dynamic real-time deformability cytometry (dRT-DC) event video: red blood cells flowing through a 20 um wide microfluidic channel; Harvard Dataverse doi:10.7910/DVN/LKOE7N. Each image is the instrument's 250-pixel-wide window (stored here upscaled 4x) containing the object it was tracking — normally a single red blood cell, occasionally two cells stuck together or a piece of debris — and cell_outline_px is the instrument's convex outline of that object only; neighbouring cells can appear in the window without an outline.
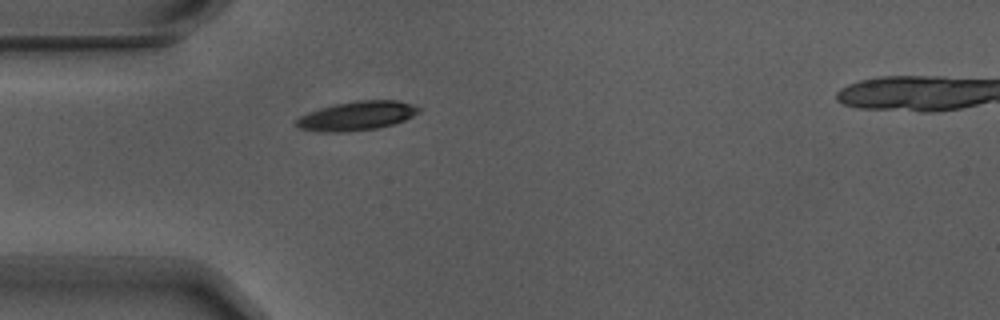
{"species": "Egyptian fruit bat (a non-hibernating species)", "species_latin": "Rousettus aegyptiacus", "temperature_condition": "warm", "stored_images_in_passage": 4, "camera_frame_rate_fps": 3000, "um_per_image_px": 0.085, "animal": {"sex": "male"}, "frame": {"image": 1, "passage_image": 4, "time_ms": 1.0, "image_size_px": [1000, 320], "cell_outline_px": [[420, 112], [404, 120], [392, 124], [376, 128], [348, 132], [320, 132], [300, 128], [296, 124], [296, 120], [300, 116], [308, 112], [320, 108], [336, 104], [356, 100], [396, 100], [412, 104], [420, 108]], "centroid_in_image_um": [30.33, 9.84], "position_along_channel_um": 54.7, "area_um2": 20.63}}